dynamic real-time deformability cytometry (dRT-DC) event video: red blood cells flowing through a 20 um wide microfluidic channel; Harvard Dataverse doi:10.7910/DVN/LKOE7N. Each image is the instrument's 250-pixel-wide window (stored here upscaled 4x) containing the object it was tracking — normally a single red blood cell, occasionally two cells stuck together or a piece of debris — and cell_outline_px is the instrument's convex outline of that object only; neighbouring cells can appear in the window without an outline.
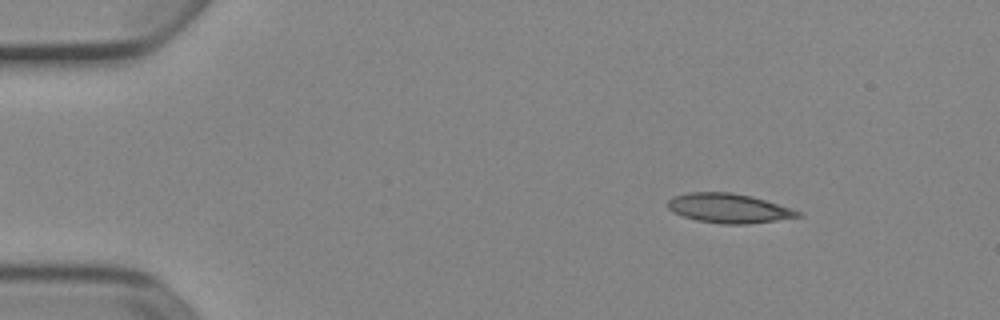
{"species": "Egyptian fruit bat (a non-hibernating species)", "species_latin": "Rousettus aegyptiacus", "temperature_condition": "cold", "stored_images_in_passage": 4, "camera_frame_rate_fps": 3000, "um_per_image_px": 0.085, "animal": {"sex": "female"}, "frame": {"image": 1, "passage_image": 1, "time_ms": 0.0, "image_size_px": [1000, 320], "cell_outline_px": [[804, 216], [748, 224], [724, 224], [696, 220], [672, 212], [668, 208], [668, 200], [672, 196], [688, 192], [732, 192], [752, 196], [792, 208], [800, 212]], "centroid_in_image_um": [61.94, 17.69], "position_along_channel_um": 23.1, "area_um2": 22.37}}
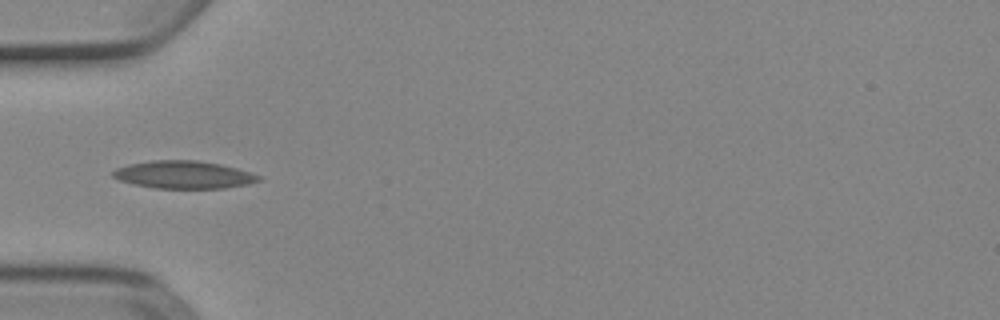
{"frame": {"image": 2, "passage_image": 4, "time_ms": 1.0, "image_size_px": [1000, 320], "cell_outline_px": [[264, 180], [248, 184], [224, 188], [156, 188], [136, 184], [120, 180], [112, 176], [112, 172], [116, 168], [128, 164], [152, 160], [196, 160], [220, 164], [236, 168], [260, 176]], "centroid_in_image_um": [15.63, 14.84], "position_along_channel_um": 69.4, "area_um2": 23.35}}